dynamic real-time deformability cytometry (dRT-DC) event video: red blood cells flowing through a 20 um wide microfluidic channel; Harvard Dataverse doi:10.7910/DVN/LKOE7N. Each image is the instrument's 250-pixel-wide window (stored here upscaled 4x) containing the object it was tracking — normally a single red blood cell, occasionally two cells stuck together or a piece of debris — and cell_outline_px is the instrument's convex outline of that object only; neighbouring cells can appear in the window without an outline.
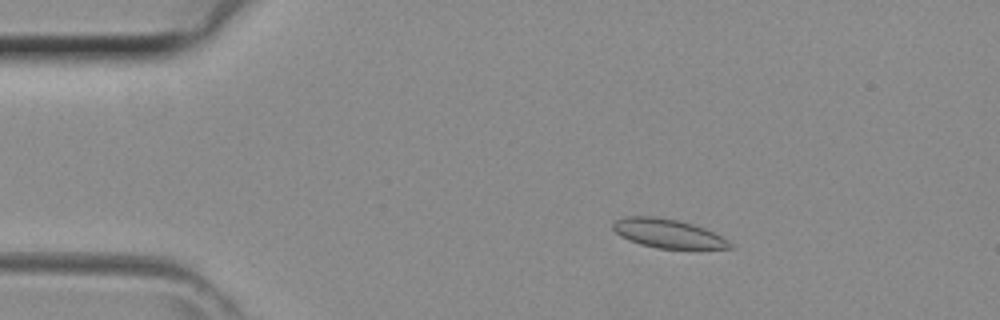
{"species": "common noctule bat (a hibernating species)", "species_latin": "Nyctalus noctula", "temperature_condition": "room temperature", "stored_images_in_passage": 39, "camera_frame_rate_fps": 3000, "um_per_image_px": 0.085, "animal": {"sex": "female", "body_mass_g": 29.2, "forearm_length_mm": 56.3}, "frame": {"image": 1, "passage_image": 4, "time_ms": 1.0, "image_size_px": [1000, 320], "cell_outline_px": [[736, 248], [656, 248], [640, 244], [628, 240], [620, 236], [612, 228], [612, 224], [616, 220], [624, 216], [652, 216], [676, 220], [692, 224], [704, 228], [728, 240]], "centroid_in_image_um": [56.73, 19.84], "position_along_channel_um": 28.3, "area_um2": 19.48}}
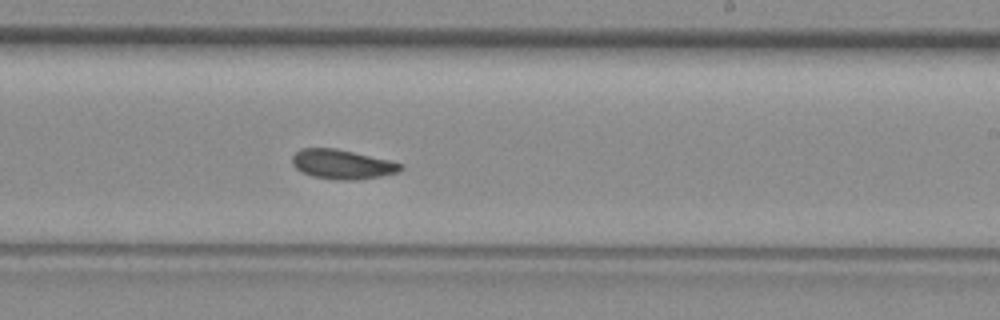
{"frame": {"image": 2, "passage_image": 22, "time_ms": 7.0, "image_size_px": [1000, 320], "cell_outline_px": [[404, 168], [400, 172], [380, 176], [356, 180], [336, 180], [312, 176], [300, 172], [292, 164], [292, 156], [300, 148], [336, 148], [388, 160], [404, 164]], "centroid_in_image_um": [29.08, 13.97], "position_along_channel_um": 259.9, "area_um2": 18.73}}
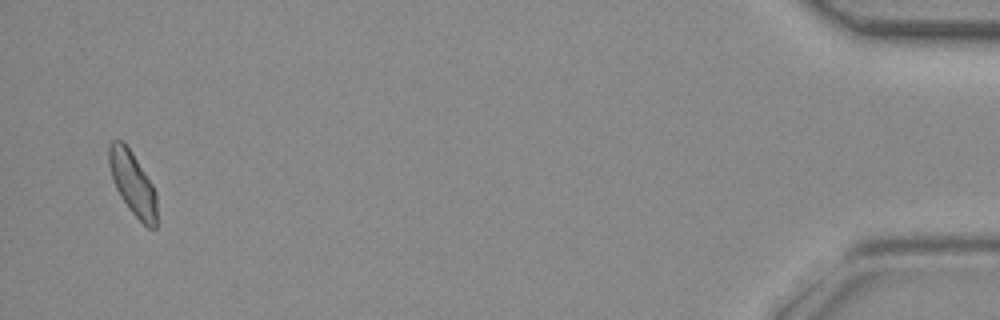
{"frame": {"image": 3, "passage_image": 38, "time_ms": 12.333, "image_size_px": [1000, 320], "cell_outline_px": [[156, 228], [148, 228], [128, 208], [120, 196], [112, 180], [108, 164], [108, 148], [112, 140], [120, 140], [132, 152], [152, 184], [156, 192]], "centroid_in_image_um": [11.26, 15.58], "position_along_channel_um": 423.9, "area_um2": 17.57}}